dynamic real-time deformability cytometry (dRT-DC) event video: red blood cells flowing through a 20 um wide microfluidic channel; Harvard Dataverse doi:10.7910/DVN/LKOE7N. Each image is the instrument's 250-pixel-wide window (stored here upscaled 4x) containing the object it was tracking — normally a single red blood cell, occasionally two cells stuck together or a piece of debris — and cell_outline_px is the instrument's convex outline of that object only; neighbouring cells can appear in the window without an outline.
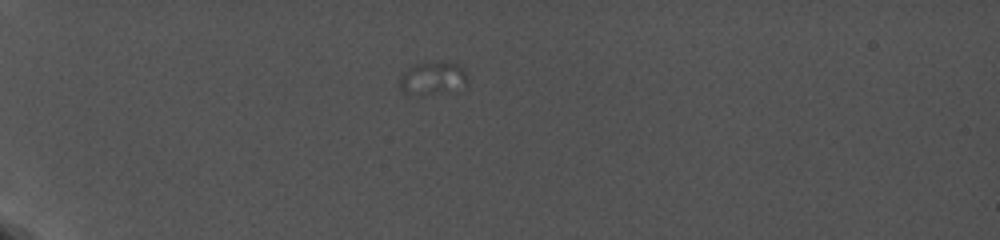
{"species": "common noctule bat (a hibernating species)", "species_latin": "Nyctalus noctula", "temperature_condition": "cold", "stored_images_in_passage": 63, "camera_frame_rate_fps": 5000, "um_per_image_px": 0.085, "animal": {"sex": "female", "body_mass_g": 19.0, "forearm_length_mm": 56.7}, "frame": {"image": 1, "passage_image": 1, "time_ms": 0.0, "image_size_px": [1000, 240], "cell_outline_px": [[468, 88], [408, 92], [404, 92], [400, 88], [400, 76], [412, 64], [440, 60], [456, 60], [464, 68], [468, 76]], "centroid_in_image_um": [36.91, 6.51], "position_along_channel_um": 48.1, "area_um2": 12.95}}
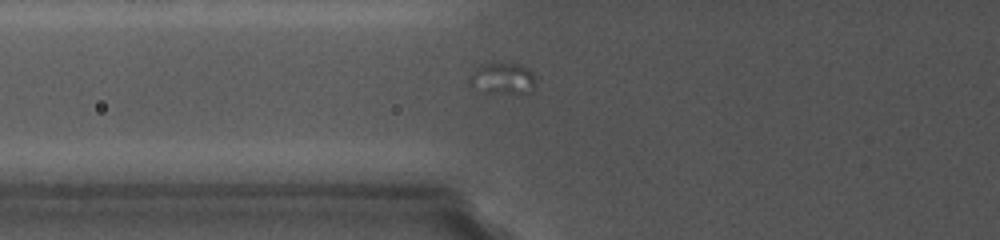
{"frame": {"image": 2, "passage_image": 9, "time_ms": 5.4, "image_size_px": [1000, 240], "cell_outline_px": [[536, 84], [528, 92], [484, 92], [468, 88], [468, 80], [480, 64], [496, 60], [520, 64], [528, 68], [532, 72]], "centroid_in_image_um": [42.65, 6.61], "position_along_channel_um": 83.1, "area_um2": 12.48}}
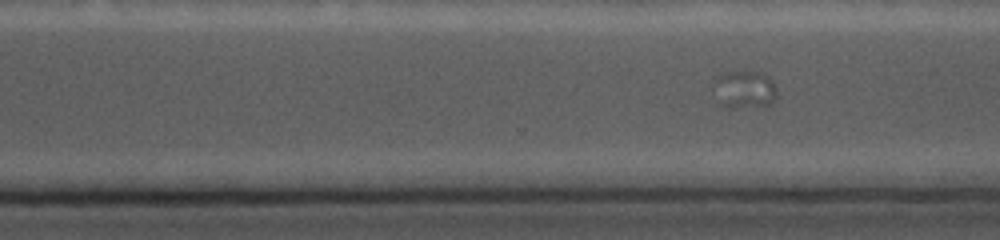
{"frame": {"image": 3, "passage_image": 53, "time_ms": 21.2, "image_size_px": [1000, 240], "cell_outline_px": [[776, 96], [772, 104], [720, 108], [716, 104], [716, 76], [720, 72], [764, 72], [772, 80], [776, 88]], "centroid_in_image_um": [63.26, 7.6], "position_along_channel_um": 307.3, "area_um2": 13.93}}